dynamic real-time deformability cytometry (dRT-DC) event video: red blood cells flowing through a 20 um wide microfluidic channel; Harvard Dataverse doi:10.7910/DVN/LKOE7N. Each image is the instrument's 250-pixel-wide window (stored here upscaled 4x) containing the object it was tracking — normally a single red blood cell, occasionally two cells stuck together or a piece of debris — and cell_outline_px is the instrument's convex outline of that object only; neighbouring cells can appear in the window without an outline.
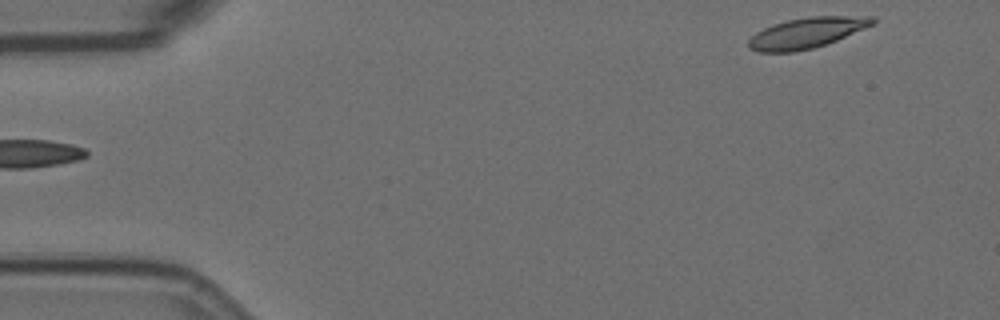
{"species": "Egyptian fruit bat (a non-hibernating species)", "species_latin": "Rousettus aegyptiacus", "temperature_condition": "room temperature", "stored_images_in_passage": 6, "segment_of_instrument_passage": [2, 2], "camera_frame_rate_fps": 3000, "um_per_image_px": 0.085, "animal": {"sex": "female"}, "frame": {"image": 1, "passage_image": 6, "time_ms": 5.667, "image_size_px": [1000, 320], "cell_outline_px": [[876, 20], [872, 24], [836, 40], [812, 48], [792, 52], [756, 52], [748, 48], [748, 40], [756, 32], [772, 24], [788, 20], [812, 16], [872, 16]], "centroid_in_image_um": [68.5, 2.79], "position_along_channel_um": 16.5, "area_um2": 21.79}}